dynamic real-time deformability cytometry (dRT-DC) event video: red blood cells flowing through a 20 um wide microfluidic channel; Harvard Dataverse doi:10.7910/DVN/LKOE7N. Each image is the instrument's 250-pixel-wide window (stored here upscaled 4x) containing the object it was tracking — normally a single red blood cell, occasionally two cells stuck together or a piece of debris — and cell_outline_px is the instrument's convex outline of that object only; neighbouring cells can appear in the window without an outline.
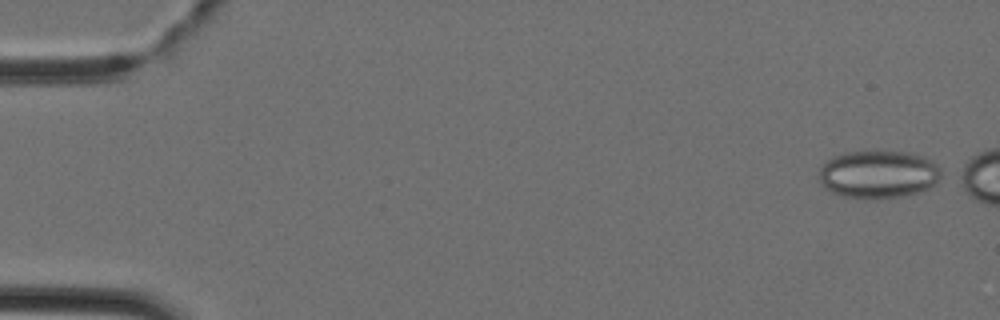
{"species": "Egyptian fruit bat (a non-hibernating species)", "species_latin": "Rousettus aegyptiacus", "temperature_condition": "cold", "stored_images_in_passage": 36, "segment_of_instrument_passage": [1, 2], "camera_frame_rate_fps": 3000, "um_per_image_px": 0.085, "animal": {"sex": "female"}, "frame": {"image": 1, "passage_image": 1, "time_ms": 0.0, "image_size_px": [1000, 320], "cell_outline_px": [[944, 176], [936, 184], [920, 192], [904, 196], [876, 200], [872, 200], [840, 196], [824, 188], [820, 180], [820, 168], [832, 156], [844, 152], [876, 148], [912, 152], [924, 156], [932, 160], [940, 168]], "centroid_in_image_um": [74.7, 14.78], "position_along_channel_um": 10.3, "area_um2": 35.66}}